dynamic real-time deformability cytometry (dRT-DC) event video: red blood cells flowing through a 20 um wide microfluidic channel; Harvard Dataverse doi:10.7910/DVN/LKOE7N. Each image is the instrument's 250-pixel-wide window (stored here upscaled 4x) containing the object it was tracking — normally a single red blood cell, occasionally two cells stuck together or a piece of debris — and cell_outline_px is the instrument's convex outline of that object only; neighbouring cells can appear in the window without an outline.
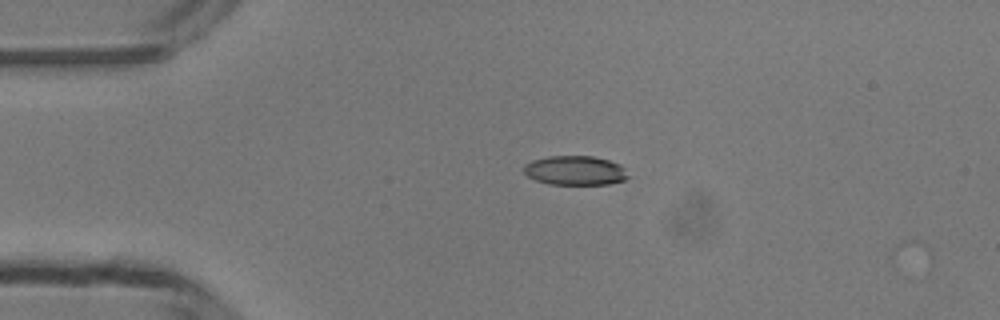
{"species": "common noctule bat (a hibernating species)", "species_latin": "Nyctalus noctula", "temperature_condition": "room temperature", "stored_images_in_passage": 37, "camera_frame_rate_fps": 3000, "um_per_image_px": 0.085, "animal": {"sex": "male", "body_mass_g": 13.3}, "frame": {"image": 1, "passage_image": 1, "time_ms": 0.0, "image_size_px": [1000, 320], "cell_outline_px": [[632, 176], [624, 180], [608, 184], [548, 184], [536, 180], [528, 176], [524, 172], [524, 164], [532, 160], [548, 156], [592, 156], [608, 160], [620, 164]], "centroid_in_image_um": [48.91, 14.49], "position_along_channel_um": 36.1, "area_um2": 17.92}}
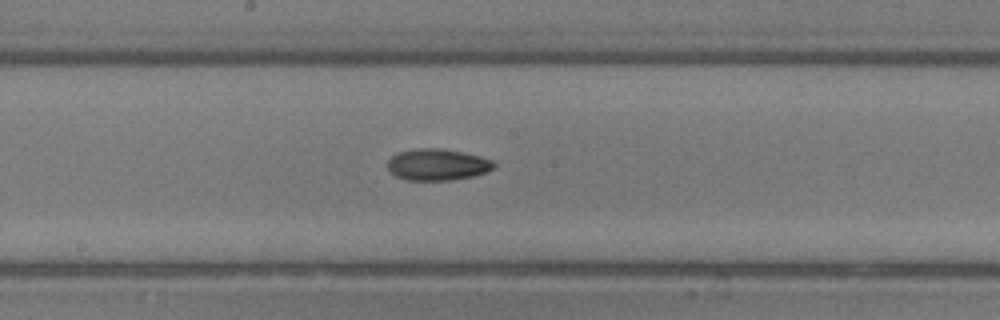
{"frame": {"image": 2, "passage_image": 16, "time_ms": 5.0, "image_size_px": [1000, 320], "cell_outline_px": [[496, 164], [492, 168], [484, 172], [472, 176], [448, 180], [404, 180], [396, 176], [388, 168], [388, 160], [392, 156], [400, 152], [416, 148], [440, 148], [480, 156], [492, 160]], "centroid_in_image_um": [37.15, 13.99], "position_along_channel_um": 211.0, "area_um2": 19.25}}
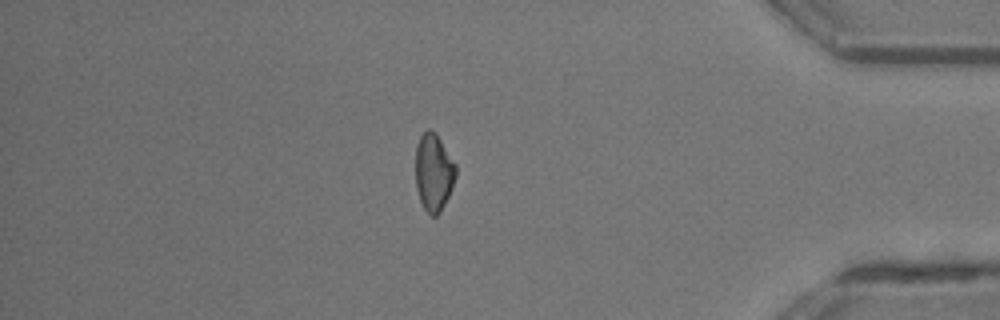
{"frame": {"image": 3, "passage_image": 32, "time_ms": 10.333, "image_size_px": [1000, 320], "cell_outline_px": [[456, 176], [448, 196], [440, 212], [436, 216], [432, 216], [424, 208], [420, 200], [416, 188], [416, 144], [420, 136], [428, 128], [440, 140], [456, 164]], "centroid_in_image_um": [36.85, 14.66], "position_along_channel_um": 398.3, "area_um2": 17.86}}